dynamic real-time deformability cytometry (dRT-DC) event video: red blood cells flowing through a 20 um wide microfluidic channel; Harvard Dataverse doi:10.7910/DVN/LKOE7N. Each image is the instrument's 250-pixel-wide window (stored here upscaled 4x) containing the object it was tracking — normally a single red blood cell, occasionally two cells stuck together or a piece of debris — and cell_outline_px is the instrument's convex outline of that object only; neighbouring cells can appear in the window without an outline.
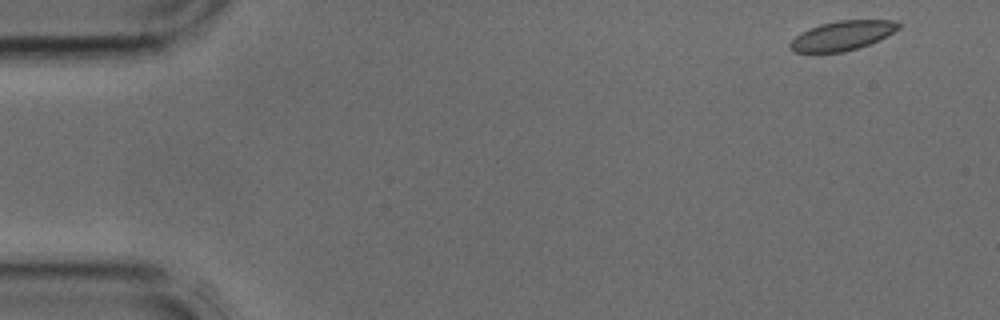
{"species": "common noctule bat (a hibernating species)", "species_latin": "Nyctalus noctula", "temperature_condition": "cold", "stored_images_in_passage": 40, "camera_frame_rate_fps": 3000, "um_per_image_px": 0.085, "animal": {"sex": "male", "body_mass_g": 17.9, "forearm_length_mm": 54.2}, "frame": {"image": 1, "passage_image": 1, "time_ms": 0.0, "image_size_px": [1000, 320], "cell_outline_px": [[904, 24], [900, 28], [868, 44], [844, 52], [792, 52], [788, 48], [788, 44], [796, 36], [820, 24], [840, 20], [896, 20]], "centroid_in_image_um": [71.6, 3.02], "position_along_channel_um": 13.4, "area_um2": 18.32}}
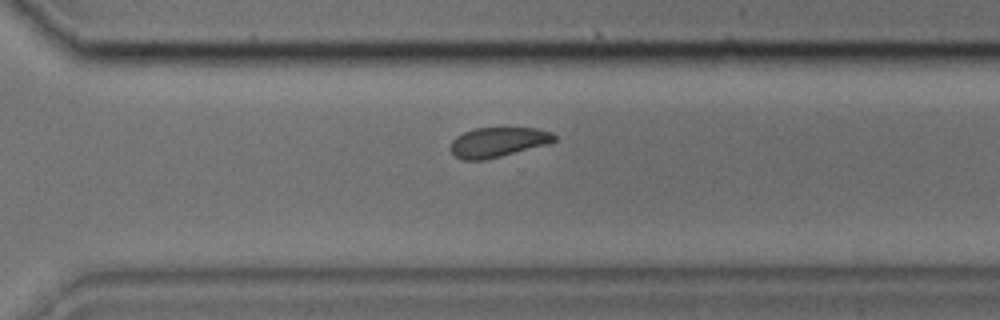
{"frame": {"image": 2, "passage_image": 28, "time_ms": 9.0, "image_size_px": [1000, 320], "cell_outline_px": [[556, 140], [548, 144], [484, 160], [460, 160], [452, 152], [452, 140], [456, 136], [464, 132], [476, 128], [536, 128], [552, 132], [556, 136]], "centroid_in_image_um": [42.34, 12.08], "position_along_channel_um": 328.3, "area_um2": 17.86}}
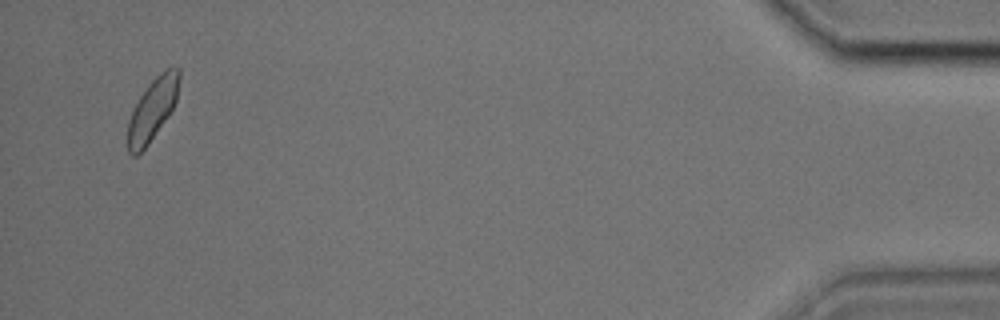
{"frame": {"image": 3, "passage_image": 39, "time_ms": 12.667, "image_size_px": [1000, 320], "cell_outline_px": [[180, 76], [176, 100], [168, 116], [148, 144], [136, 156], [132, 156], [128, 152], [128, 120], [140, 96], [148, 84], [160, 72], [168, 68], [180, 68]], "centroid_in_image_um": [12.96, 9.3], "position_along_channel_um": 422.2, "area_um2": 18.26}}